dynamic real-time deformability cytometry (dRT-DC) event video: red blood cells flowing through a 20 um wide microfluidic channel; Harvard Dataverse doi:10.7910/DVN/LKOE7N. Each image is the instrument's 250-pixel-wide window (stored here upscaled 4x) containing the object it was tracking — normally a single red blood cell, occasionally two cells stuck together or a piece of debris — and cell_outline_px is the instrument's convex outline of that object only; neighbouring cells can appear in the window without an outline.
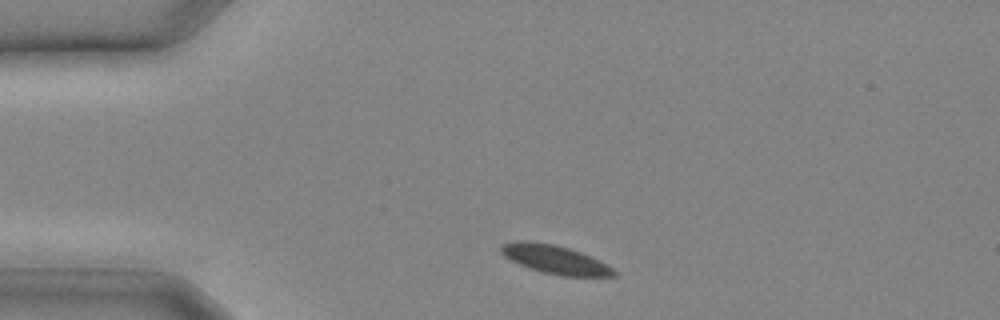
{"species": "common noctule bat (a hibernating species)", "species_latin": "Nyctalus noctula", "temperature_condition": "cold", "stored_images_in_passage": 5, "camera_frame_rate_fps": 3000, "um_per_image_px": 0.085, "animal": {"sex": "male", "body_mass_g": 20.4}, "frame": {"image": 1, "passage_image": 1, "time_ms": 0.0, "image_size_px": [1000, 320], "cell_outline_px": [[616, 276], [560, 276], [544, 272], [520, 264], [504, 256], [500, 252], [500, 244], [516, 240], [528, 240], [552, 244], [568, 248], [592, 256], [600, 260], [612, 268], [616, 272]], "centroid_in_image_um": [47.16, 22.04], "position_along_channel_um": 37.8, "area_um2": 18.73}}
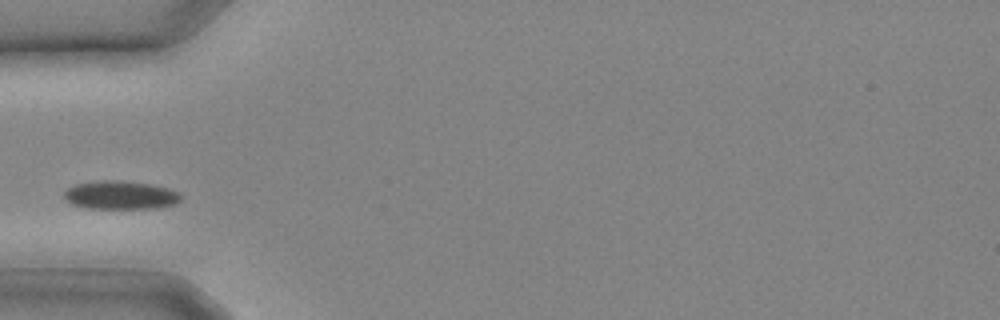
{"frame": {"image": 2, "passage_image": 4, "time_ms": 1.0, "image_size_px": [1000, 320], "cell_outline_px": [[184, 196], [176, 204], [156, 208], [88, 208], [72, 204], [64, 196], [64, 192], [72, 184], [100, 180], [120, 180], [148, 184], [168, 188], [180, 192]], "centroid_in_image_um": [10.27, 16.57], "position_along_channel_um": 74.7, "area_um2": 19.42}}